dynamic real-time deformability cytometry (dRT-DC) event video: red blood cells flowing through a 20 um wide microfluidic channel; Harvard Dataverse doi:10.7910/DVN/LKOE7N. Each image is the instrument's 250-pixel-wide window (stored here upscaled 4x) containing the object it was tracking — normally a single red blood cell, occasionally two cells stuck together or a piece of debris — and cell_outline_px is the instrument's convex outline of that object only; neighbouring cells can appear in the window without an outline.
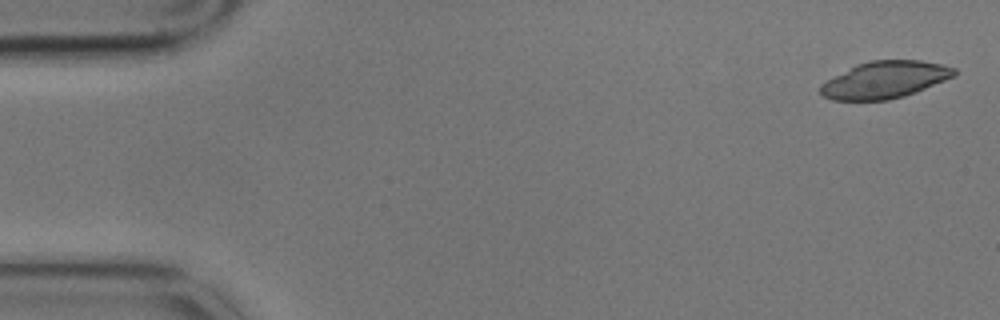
{"species": "common noctule bat (a hibernating species)", "species_latin": "Nyctalus noctula", "temperature_condition": "cold", "stored_images_in_passage": 5, "camera_frame_rate_fps": 3000, "um_per_image_px": 0.085, "animal": {"sex": "male", "body_mass_g": 17.9}, "frame": {"image": 1, "passage_image": 1, "time_ms": 0.0, "image_size_px": [1000, 320], "cell_outline_px": [[956, 76], [916, 92], [904, 96], [888, 100], [832, 100], [824, 96], [820, 92], [820, 84], [856, 64], [868, 60], [920, 60], [944, 64], [956, 68]], "centroid_in_image_um": [75.25, 6.77], "position_along_channel_um": 9.8, "area_um2": 28.96}}